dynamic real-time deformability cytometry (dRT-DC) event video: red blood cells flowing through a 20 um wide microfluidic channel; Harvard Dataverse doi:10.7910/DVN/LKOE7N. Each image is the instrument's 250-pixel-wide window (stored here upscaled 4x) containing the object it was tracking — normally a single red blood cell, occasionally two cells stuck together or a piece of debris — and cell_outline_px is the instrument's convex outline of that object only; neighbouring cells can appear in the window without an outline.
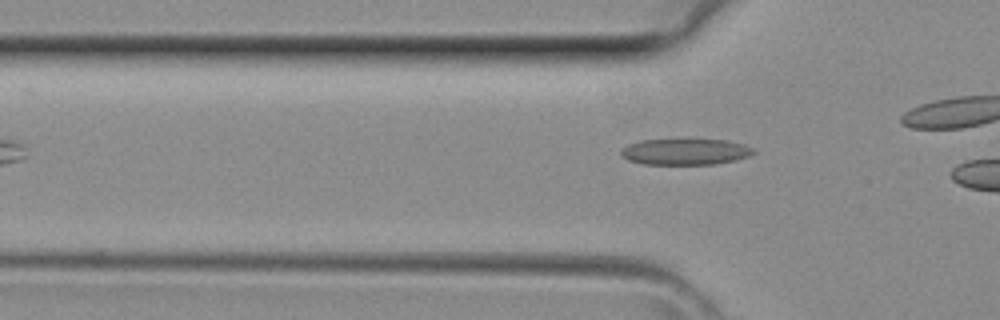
{"species": "common noctule bat (a hibernating species)", "species_latin": "Nyctalus noctula", "temperature_condition": "room temperature", "stored_images_in_passage": 4, "camera_frame_rate_fps": 3000, "um_per_image_px": 0.085, "animal": {"sex": "female", "body_mass_g": 29.2, "forearm_length_mm": 56.3}, "frame": {"image": 1, "passage_image": 4, "time_ms": 1.0, "image_size_px": [1000, 320], "cell_outline_px": [[756, 152], [748, 156], [736, 160], [712, 164], [644, 164], [628, 160], [620, 152], [620, 148], [628, 144], [640, 140], [728, 140], [744, 144], [756, 148]], "centroid_in_image_um": [58.27, 12.89], "position_along_channel_um": 67.5, "area_um2": 20.17}}